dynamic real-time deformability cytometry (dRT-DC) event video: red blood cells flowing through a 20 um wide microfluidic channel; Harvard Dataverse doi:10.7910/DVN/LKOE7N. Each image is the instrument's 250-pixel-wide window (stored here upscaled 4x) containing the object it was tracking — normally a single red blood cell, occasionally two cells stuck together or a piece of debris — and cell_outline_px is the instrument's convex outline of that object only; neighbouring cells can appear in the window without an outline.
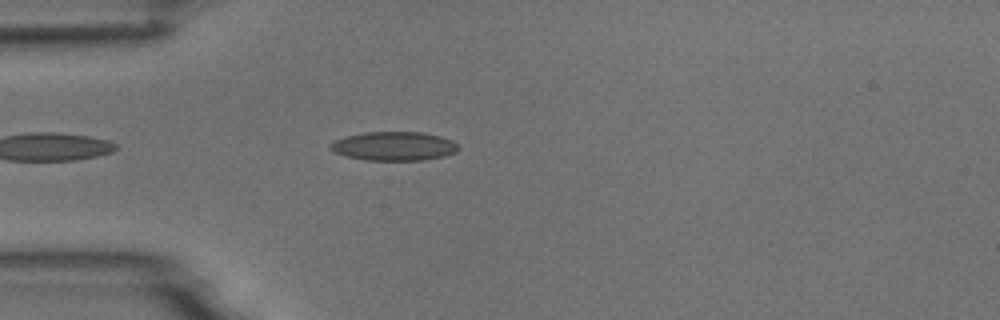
{"species": "common noctule bat (a hibernating species)", "species_latin": "Nyctalus noctula", "temperature_condition": "room temperature", "stored_images_in_passage": 9, "camera_frame_rate_fps": 3000, "um_per_image_px": 0.085, "animal": {"sex": "male", "body_mass_g": 18.8}, "frame": {"image": 1, "passage_image": 4, "time_ms": 1.0, "image_size_px": [1000, 320], "cell_outline_px": [[460, 148], [456, 152], [444, 156], [424, 160], [368, 160], [348, 156], [336, 152], [328, 148], [328, 144], [336, 140], [348, 136], [368, 132], [424, 132], [440, 136], [452, 140]], "centroid_in_image_um": [33.53, 12.42], "position_along_channel_um": 51.5, "area_um2": 21.39}}